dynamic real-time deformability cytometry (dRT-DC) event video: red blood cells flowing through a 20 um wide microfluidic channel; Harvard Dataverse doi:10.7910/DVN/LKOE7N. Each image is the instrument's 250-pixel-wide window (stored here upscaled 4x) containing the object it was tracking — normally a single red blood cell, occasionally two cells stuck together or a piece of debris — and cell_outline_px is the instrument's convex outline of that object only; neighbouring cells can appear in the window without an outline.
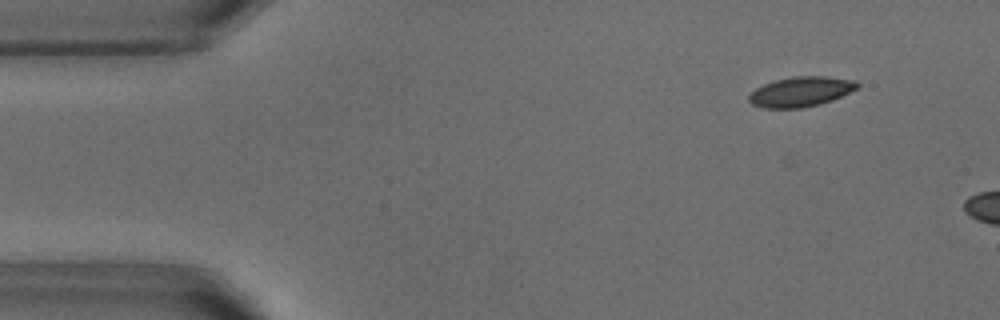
{"species": "common noctule bat (a hibernating species)", "species_latin": "Nyctalus noctula", "temperature_condition": "warm", "stored_images_in_passage": 11, "camera_frame_rate_fps": 3000, "um_per_image_px": 0.085, "animal": {"sex": "male", "body_mass_g": 18.8}, "frame": {"image": 1, "passage_image": 5, "time_ms": 1.333, "image_size_px": [1000, 320], "cell_outline_px": [[860, 84], [856, 88], [832, 100], [820, 104], [800, 108], [764, 108], [752, 104], [748, 100], [748, 96], [756, 88], [772, 80], [792, 76], [824, 76], [856, 80]], "centroid_in_image_um": [68.04, 7.78], "position_along_channel_um": 17.0, "area_um2": 18.9}}